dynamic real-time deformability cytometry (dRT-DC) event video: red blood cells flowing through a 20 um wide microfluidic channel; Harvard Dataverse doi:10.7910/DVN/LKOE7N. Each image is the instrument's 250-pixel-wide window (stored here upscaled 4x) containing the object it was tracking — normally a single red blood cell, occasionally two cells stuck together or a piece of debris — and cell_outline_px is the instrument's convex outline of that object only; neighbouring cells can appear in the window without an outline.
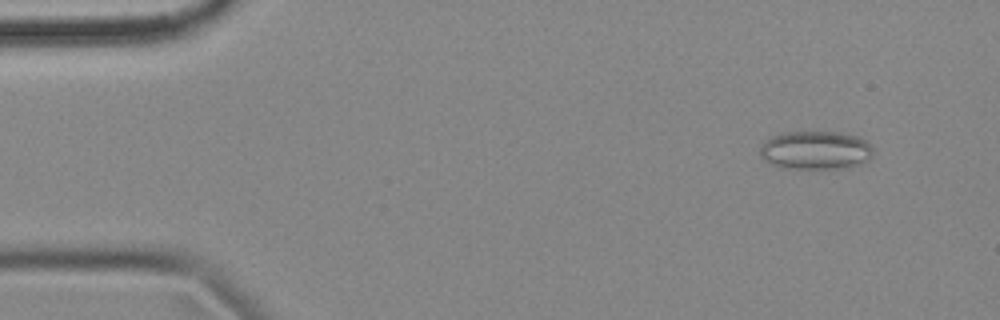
{"species": "common noctule bat (a hibernating species)", "species_latin": "Nyctalus noctula", "temperature_condition": "cold", "stored_images_in_passage": 4, "camera_frame_rate_fps": 3000, "um_per_image_px": 0.085, "animal": {"sex": "female", "body_mass_g": 18.4}, "frame": {"image": 1, "passage_image": 2, "time_ms": 0.333, "image_size_px": [1000, 320], "cell_outline_px": [[872, 156], [868, 160], [856, 164], [840, 168], [784, 168], [768, 164], [760, 156], [760, 144], [764, 140], [772, 136], [784, 132], [840, 132], [860, 136], [872, 148]], "centroid_in_image_um": [69.26, 12.76], "position_along_channel_um": 15.7, "area_um2": 25.43}}